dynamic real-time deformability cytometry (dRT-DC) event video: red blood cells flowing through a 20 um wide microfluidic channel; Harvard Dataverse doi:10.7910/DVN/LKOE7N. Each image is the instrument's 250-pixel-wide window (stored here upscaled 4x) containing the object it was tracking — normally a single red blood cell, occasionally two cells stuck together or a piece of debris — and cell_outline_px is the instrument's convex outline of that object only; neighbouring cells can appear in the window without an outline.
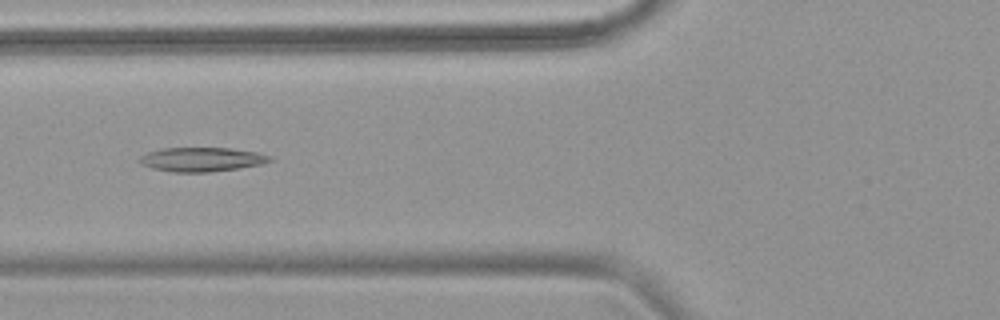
{"species": "common noctule bat (a hibernating species)", "species_latin": "Nyctalus noctula", "temperature_condition": "warm", "stored_images_in_passage": 40, "camera_frame_rate_fps": 3000, "um_per_image_px": 0.085, "animal": {"sex": "female", "body_mass_g": 18.4}, "frame": {"image": 1, "passage_image": 8, "time_ms": 2.333, "image_size_px": [1000, 320], "cell_outline_px": [[272, 160], [264, 164], [240, 168], [208, 172], [172, 172], [152, 168], [140, 164], [136, 160], [140, 156], [148, 152], [160, 148], [232, 148], [256, 152], [268, 156]], "centroid_in_image_um": [17.09, 13.55], "position_along_channel_um": 108.7, "area_um2": 18.44}}
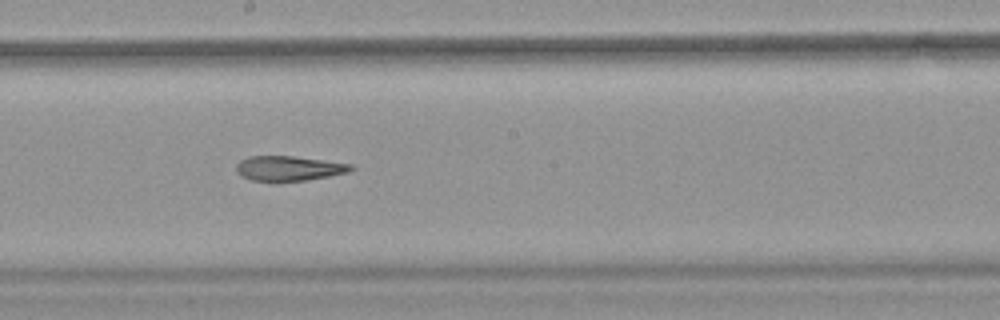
{"frame": {"image": 2, "passage_image": 17, "time_ms": 5.333, "image_size_px": [1000, 320], "cell_outline_px": [[356, 168], [348, 172], [332, 176], [304, 180], [252, 180], [240, 176], [236, 172], [236, 164], [240, 160], [248, 156], [292, 156], [352, 164]], "centroid_in_image_um": [24.55, 14.3], "position_along_channel_um": 223.7, "area_um2": 16.47}}
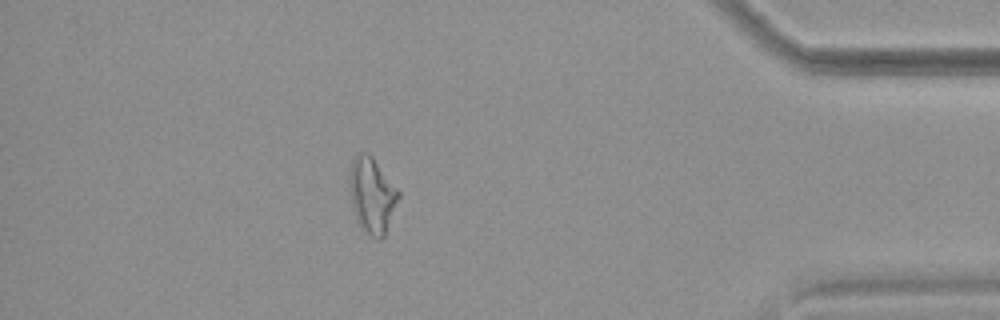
{"frame": {"image": 3, "passage_image": 34, "time_ms": 11.0, "image_size_px": [1000, 320], "cell_outline_px": [[400, 196], [384, 236], [380, 240], [376, 240], [360, 228], [356, 220], [352, 208], [352, 160], [360, 152], [368, 152], [372, 156], [400, 192]], "centroid_in_image_um": [31.66, 16.65], "position_along_channel_um": 403.5, "area_um2": 21.04}, "authors_computed_cell_mechanics": {"area_um2": 18.6116, "velocity_mm_per_s": 3.846, "shape_relaxation_time_tau1_ms": null, "shape_relaxation_time_tau2_ms": 5.1928, "deformation_change_tau1": null, "deformation_change_tau2": 0.1694}}